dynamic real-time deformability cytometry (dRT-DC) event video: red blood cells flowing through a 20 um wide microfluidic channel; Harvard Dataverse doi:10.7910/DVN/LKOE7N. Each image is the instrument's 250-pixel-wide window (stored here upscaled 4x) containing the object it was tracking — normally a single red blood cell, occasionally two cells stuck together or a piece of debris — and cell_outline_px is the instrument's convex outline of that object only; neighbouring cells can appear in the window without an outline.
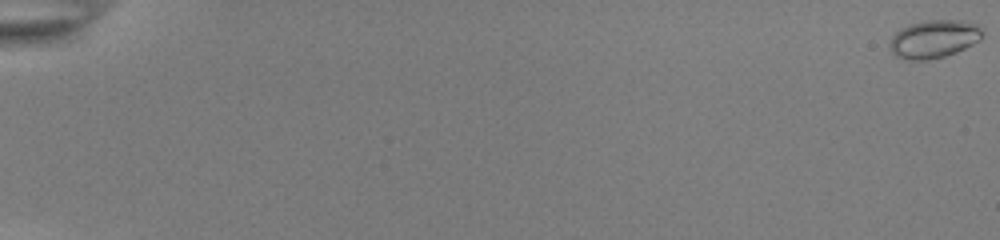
{"species": "common noctule bat (a hibernating species)", "species_latin": "Nyctalus noctula", "temperature_condition": "room temperature", "stored_images_in_passage": 20, "camera_frame_rate_fps": 3000, "um_per_image_px": 0.085, "animal": {"sex": "female", "body_mass_g": 22.0, "forearm_length_mm": 56.7}, "frame": {"image": 1, "passage_image": 1, "time_ms": 0.0, "image_size_px": [1000, 240], "cell_outline_px": [[980, 40], [956, 52], [944, 56], [928, 60], [908, 60], [896, 56], [892, 52], [888, 44], [892, 36], [900, 28], [908, 24], [924, 20], [956, 20], [976, 24], [980, 28]], "centroid_in_image_um": [79.31, 3.31], "position_along_channel_um": 5.7, "area_um2": 20.4}}
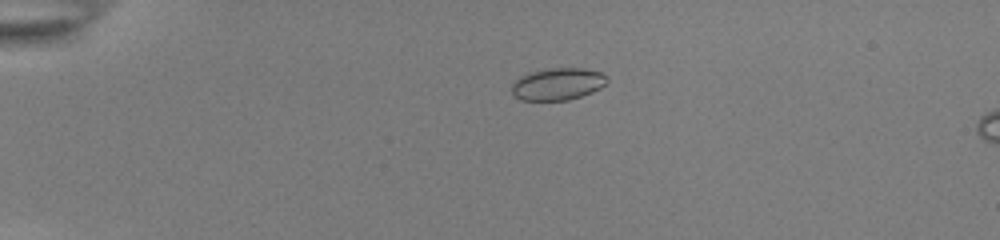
{"frame": {"image": 2, "passage_image": 15, "time_ms": 4.667, "image_size_px": [1000, 240], "cell_outline_px": [[608, 80], [600, 88], [592, 92], [568, 100], [520, 100], [512, 96], [512, 84], [520, 76], [528, 72], [552, 68], [580, 68], [600, 72], [608, 76]], "centroid_in_image_um": [47.38, 7.14], "position_along_channel_um": 37.6, "area_um2": 17.86}}